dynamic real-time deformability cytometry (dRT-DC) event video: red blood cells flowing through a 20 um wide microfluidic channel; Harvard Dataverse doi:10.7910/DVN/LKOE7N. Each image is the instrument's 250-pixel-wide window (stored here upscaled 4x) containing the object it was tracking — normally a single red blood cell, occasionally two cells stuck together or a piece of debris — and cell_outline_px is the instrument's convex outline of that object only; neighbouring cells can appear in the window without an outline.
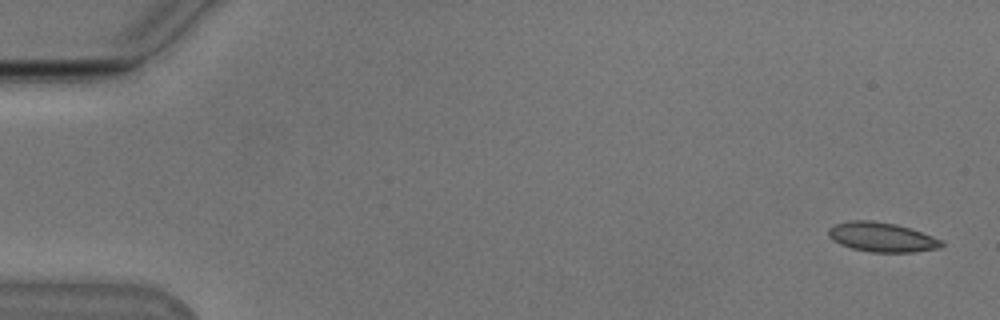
{"species": "Egyptian fruit bat (a non-hibernating species)", "species_latin": "Rousettus aegyptiacus", "temperature_condition": "cold", "stored_images_in_passage": 53, "camera_frame_rate_fps": 3000, "um_per_image_px": 0.085, "animal": {"sex": "male"}, "frame": {"image": 1, "passage_image": 1, "time_ms": 0.0, "image_size_px": [1000, 320], "cell_outline_px": [[944, 244], [940, 248], [912, 252], [872, 252], [852, 248], [840, 244], [832, 240], [828, 236], [828, 228], [836, 224], [848, 220], [872, 220], [896, 224], [944, 240]], "centroid_in_image_um": [74.94, 20.15], "position_along_channel_um": 10.1, "area_um2": 19.42}}
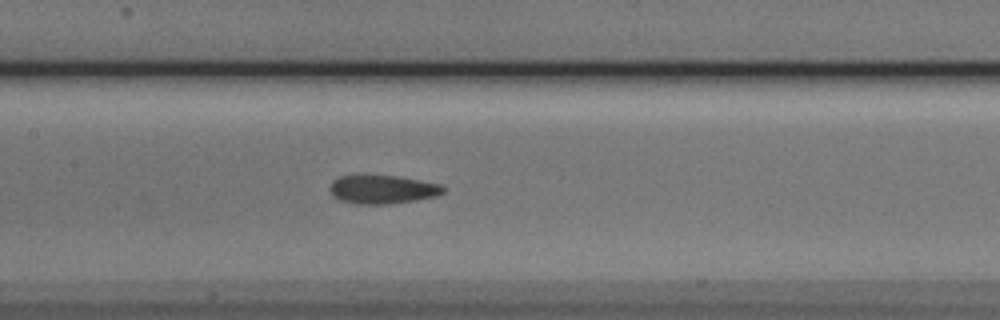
{"frame": {"image": 2, "passage_image": 25, "time_ms": 8.0, "image_size_px": [1000, 320], "cell_outline_px": [[444, 192], [436, 196], [416, 200], [388, 204], [356, 204], [340, 200], [332, 196], [328, 188], [332, 180], [340, 176], [396, 176], [420, 180], [440, 184], [444, 188]], "centroid_in_image_um": [32.47, 16.11], "position_along_channel_um": 174.9, "area_um2": 18.84}}
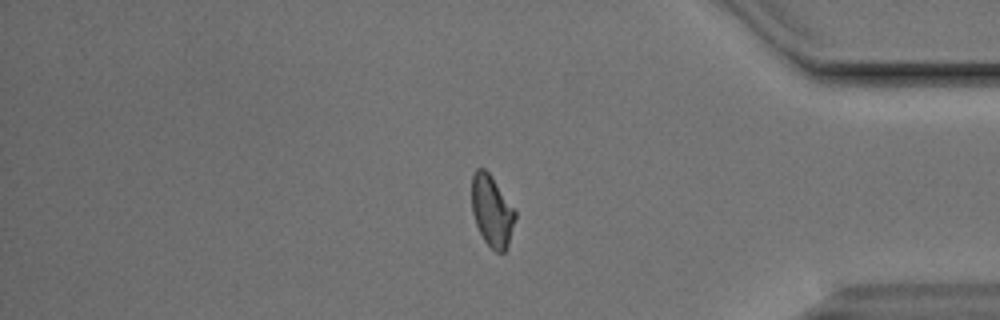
{"frame": {"image": 3, "passage_image": 44, "time_ms": 14.333, "image_size_px": [1000, 320], "cell_outline_px": [[516, 216], [508, 248], [504, 252], [496, 252], [484, 240], [476, 224], [472, 212], [472, 176], [476, 168], [484, 168], [488, 172], [516, 212]], "centroid_in_image_um": [41.81, 17.95], "position_along_channel_um": 393.4, "area_um2": 17.8}, "authors_computed_cell_mechanics": {"area_um2": 19.074, "velocity_mm_per_s": 3.8381, "shape_relaxation_time_tau1_ms": 11.2079, "shape_relaxation_time_tau2_ms": 1.8622, "deformation_change_tau1": 0.2054, "deformation_change_tau2": 0.0646}}